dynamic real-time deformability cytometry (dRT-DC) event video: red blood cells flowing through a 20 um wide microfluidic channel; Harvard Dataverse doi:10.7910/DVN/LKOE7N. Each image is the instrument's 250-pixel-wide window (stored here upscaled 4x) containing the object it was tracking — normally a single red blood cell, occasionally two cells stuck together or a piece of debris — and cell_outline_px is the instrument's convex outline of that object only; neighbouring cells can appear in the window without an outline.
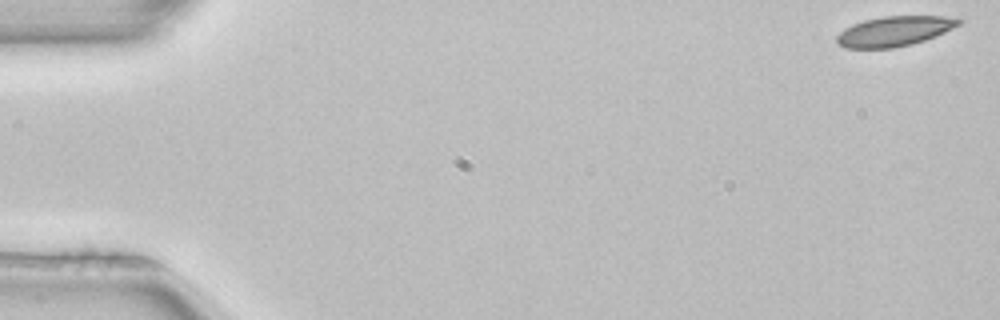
{"species": "common noctule bat (a hibernating species)", "species_latin": "Nyctalus noctula", "temperature_condition": "room temperature", "stored_images_in_passage": 51, "camera_frame_rate_fps": 3000, "um_per_image_px": 0.085, "animal": {"sex": "female", "body_mass_g": 22.7, "forearm_length_mm": 54.2}, "frame": {"image": 1, "passage_image": 1, "time_ms": 0.0, "image_size_px": [1000, 320], "cell_outline_px": [[964, 20], [960, 24], [936, 36], [912, 44], [892, 48], [844, 48], [836, 44], [836, 36], [844, 28], [852, 24], [864, 20], [884, 16], [944, 16]], "centroid_in_image_um": [75.98, 2.65], "position_along_channel_um": 9.0, "area_um2": 21.33}}
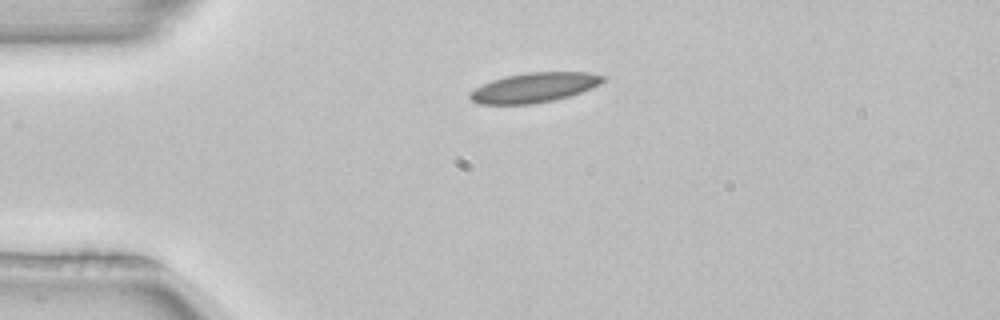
{"frame": {"image": 2, "passage_image": 12, "time_ms": 3.667, "image_size_px": [1000, 320], "cell_outline_px": [[604, 80], [600, 84], [592, 88], [568, 96], [552, 100], [532, 104], [480, 104], [472, 100], [468, 96], [468, 92], [492, 80], [504, 76], [528, 72], [588, 72], [604, 76]], "centroid_in_image_um": [45.39, 7.44], "position_along_channel_um": 39.6, "area_um2": 22.89}}
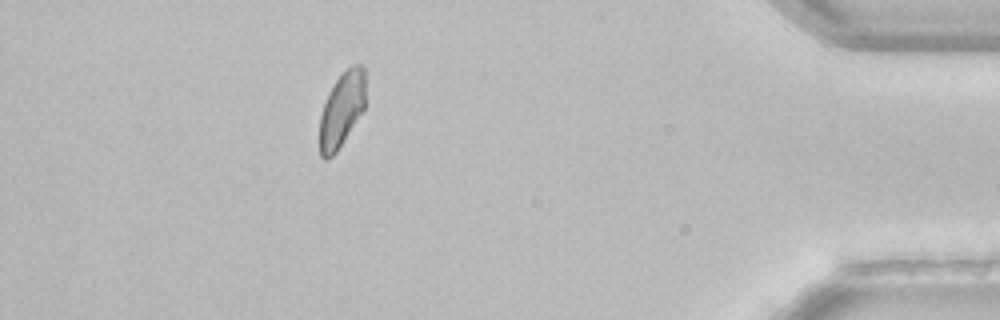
{"frame": {"image": 3, "passage_image": 46, "time_ms": 15.0, "image_size_px": [1000, 320], "cell_outline_px": [[364, 108], [336, 152], [332, 156], [324, 160], [320, 156], [320, 116], [328, 92], [340, 72], [344, 68], [352, 64], [360, 64], [364, 68]], "centroid_in_image_um": [29.03, 9.26], "position_along_channel_um": 406.2, "area_um2": 19.88}, "authors_computed_cell_mechanics": {"area_um2": 22.0218, "velocity_mm_per_s": 3.9563, "shape_relaxation_time_tau1_ms": 6.9539, "shape_relaxation_time_tau2_ms": 4.9799, "deformation_change_tau1": 0.1432, "deformation_change_tau2": 0.1127}}